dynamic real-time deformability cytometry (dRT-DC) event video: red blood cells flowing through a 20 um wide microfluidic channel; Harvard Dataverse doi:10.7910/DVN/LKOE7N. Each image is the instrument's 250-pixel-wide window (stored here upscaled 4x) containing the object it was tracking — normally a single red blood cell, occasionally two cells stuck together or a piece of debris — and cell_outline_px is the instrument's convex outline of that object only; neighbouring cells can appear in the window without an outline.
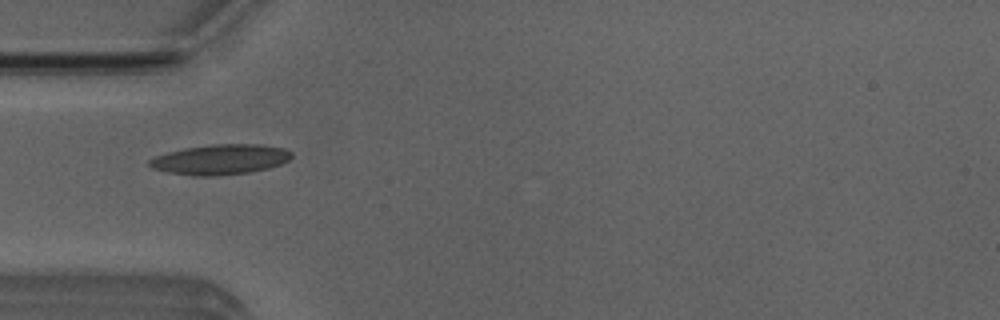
{"species": "Egyptian fruit bat (a non-hibernating species)", "species_latin": "Rousettus aegyptiacus", "temperature_condition": "room temperature", "stored_images_in_passage": 53, "camera_frame_rate_fps": 3000, "um_per_image_px": 0.085, "animal": {"sex": "male"}, "frame": {"image": 1, "passage_image": 17, "time_ms": 5.333, "image_size_px": [1000, 320], "cell_outline_px": [[292, 156], [288, 160], [280, 164], [268, 168], [248, 172], [216, 176], [192, 176], [168, 172], [152, 168], [148, 164], [148, 160], [156, 156], [168, 152], [184, 148], [212, 144], [260, 144], [284, 148], [292, 152]], "centroid_in_image_um": [18.72, 13.55], "position_along_channel_um": 66.3, "area_um2": 24.97}}
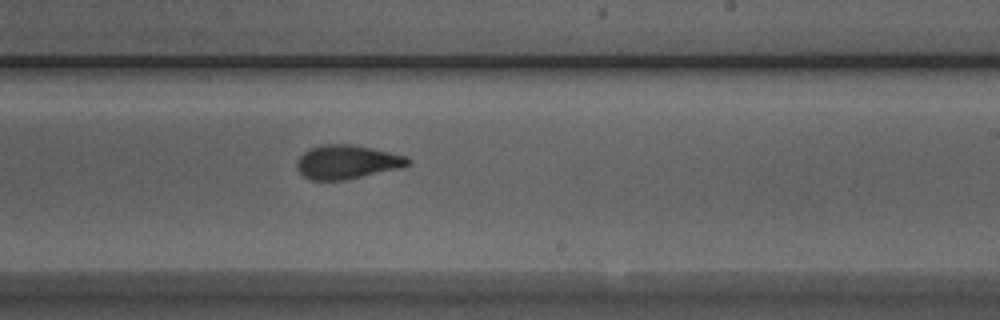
{"frame": {"image": 2, "passage_image": 32, "time_ms": 10.333, "image_size_px": [1000, 320], "cell_outline_px": [[412, 164], [404, 168], [348, 180], [312, 180], [304, 176], [296, 168], [296, 160], [308, 148], [320, 144], [352, 144], [372, 148], [404, 156], [412, 160]], "centroid_in_image_um": [29.52, 13.78], "position_along_channel_um": 259.5, "area_um2": 22.37}}
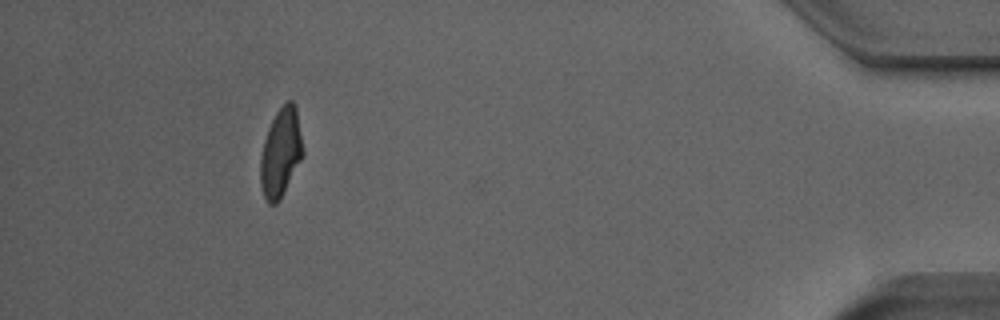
{"frame": {"image": 3, "passage_image": 49, "time_ms": 16.0, "image_size_px": [1000, 320], "cell_outline_px": [[304, 152], [280, 200], [276, 204], [268, 204], [264, 196], [260, 184], [260, 156], [264, 140], [268, 128], [276, 112], [288, 100], [292, 100], [296, 108]], "centroid_in_image_um": [23.84, 12.98], "position_along_channel_um": 411.4, "area_um2": 21.73}, "authors_computed_cell_mechanics": {"area_um2": 21.7328, "velocity_mm_per_s": 3.8571, "shape_relaxation_time_tau1_ms": 7.0003, "shape_relaxation_time_tau2_ms": 1.5701, "deformation_change_tau1": 0.2136, "deformation_change_tau2": 0.0897}}